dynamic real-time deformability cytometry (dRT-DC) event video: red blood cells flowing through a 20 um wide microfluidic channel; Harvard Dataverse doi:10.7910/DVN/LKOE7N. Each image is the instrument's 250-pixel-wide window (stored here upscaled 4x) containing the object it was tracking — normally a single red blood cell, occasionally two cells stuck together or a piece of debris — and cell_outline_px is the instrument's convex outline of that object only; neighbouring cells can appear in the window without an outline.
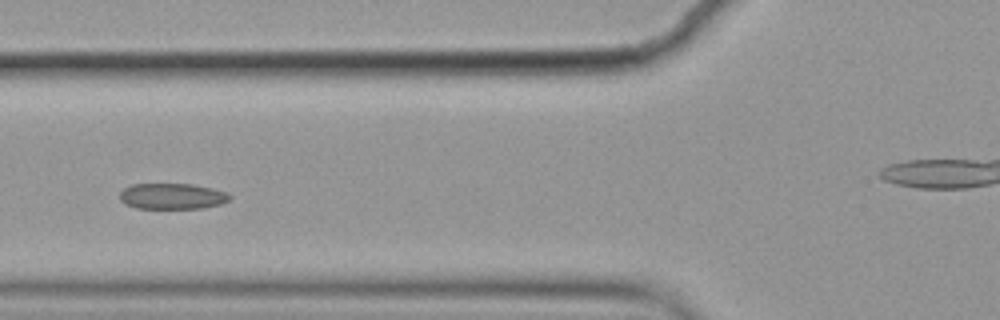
{"species": "common noctule bat (a hibernating species)", "species_latin": "Nyctalus noctula", "temperature_condition": "cold", "stored_images_in_passage": 11, "segment_of_instrument_passage": [1, 2], "camera_frame_rate_fps": 3000, "um_per_image_px": 0.085, "animal": {"sex": "female", "body_mass_g": 19.9}, "frame": {"image": 1, "passage_image": 5, "time_ms": 1.333, "image_size_px": [1000, 320], "cell_outline_px": [[232, 196], [228, 200], [220, 204], [204, 208], [136, 208], [124, 204], [120, 200], [120, 192], [124, 188], [132, 184], [192, 184], [212, 188], [228, 192]], "centroid_in_image_um": [14.63, 16.68], "position_along_channel_um": 111.2, "area_um2": 16.65}}
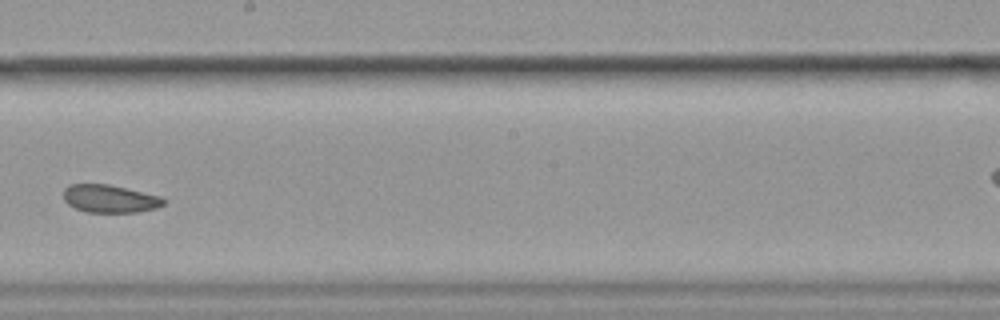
{"frame": {"image": 2, "passage_image": 8, "time_ms": 2.333, "image_size_px": [1000, 320], "cell_outline_px": [[168, 200], [164, 204], [156, 208], [136, 212], [88, 212], [76, 208], [68, 204], [64, 200], [64, 188], [68, 184], [108, 184], [160, 196]], "centroid_in_image_um": [9.34, 16.88], "position_along_channel_um": 238.9, "area_um2": 16.18}}
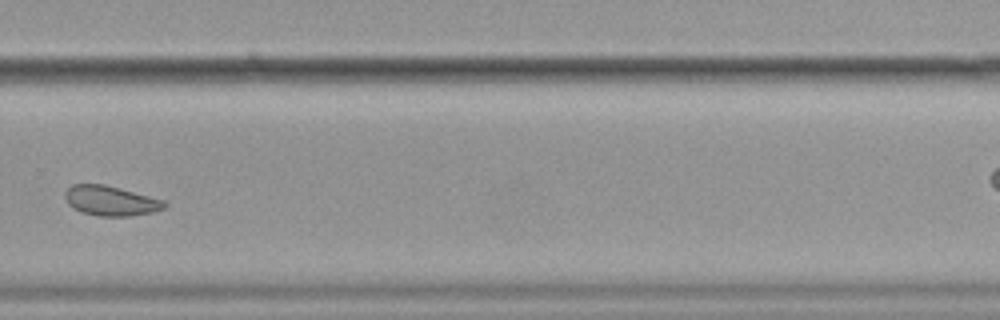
{"frame": {"image": 3, "passage_image": 10, "time_ms": 3.0, "image_size_px": [1000, 320], "cell_outline_px": [[168, 204], [164, 208], [152, 212], [128, 216], [100, 216], [80, 212], [72, 208], [68, 204], [64, 196], [64, 192], [72, 184], [104, 184], [120, 188], [164, 200]], "centroid_in_image_um": [9.38, 17.06], "position_along_channel_um": 320.4, "area_um2": 17.34}}